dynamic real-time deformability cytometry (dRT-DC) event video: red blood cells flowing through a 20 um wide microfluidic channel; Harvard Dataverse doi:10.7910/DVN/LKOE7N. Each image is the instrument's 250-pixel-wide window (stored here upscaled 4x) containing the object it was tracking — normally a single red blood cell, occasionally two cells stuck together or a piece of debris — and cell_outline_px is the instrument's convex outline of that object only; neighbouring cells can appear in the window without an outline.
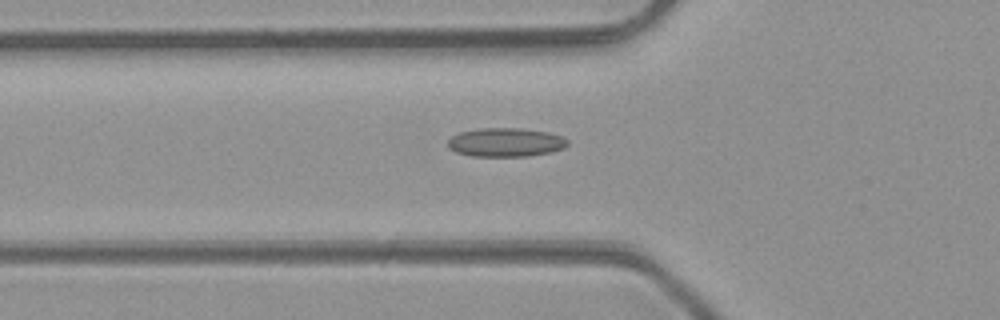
{"species": "common noctule bat (a hibernating species)", "species_latin": "Nyctalus noctula", "temperature_condition": "room temperature", "stored_images_in_passage": 46, "camera_frame_rate_fps": 3000, "um_per_image_px": 0.085, "animal": {"sex": "male", "body_mass_g": 23.1, "forearm_length_mm": 52.7}, "frame": {"image": 1, "passage_image": 17, "time_ms": 5.333, "image_size_px": [1000, 320], "cell_outline_px": [[568, 144], [564, 148], [552, 152], [528, 156], [472, 156], [456, 152], [448, 148], [448, 140], [452, 136], [460, 132], [476, 128], [520, 128], [548, 132], [560, 136], [568, 140]], "centroid_in_image_um": [42.97, 12.09], "position_along_channel_um": 82.8, "area_um2": 20.17}}
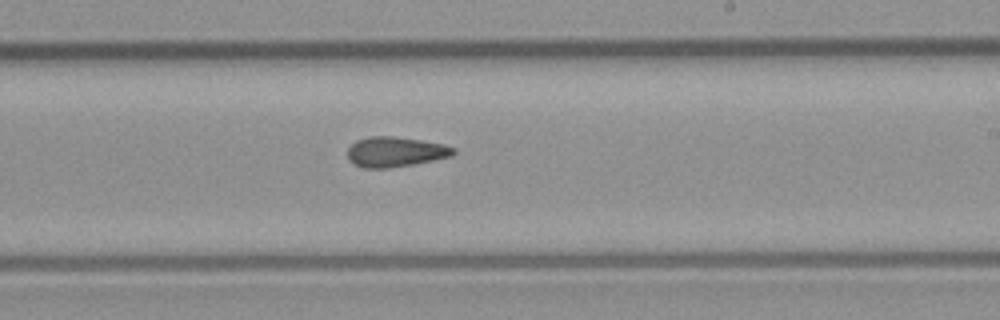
{"frame": {"image": 2, "passage_image": 29, "time_ms": 9.333, "image_size_px": [1000, 320], "cell_outline_px": [[456, 152], [452, 156], [412, 164], [388, 168], [364, 168], [348, 160], [348, 148], [356, 140], [368, 136], [392, 136], [420, 140], [444, 144], [456, 148]], "centroid_in_image_um": [33.6, 12.9], "position_along_channel_um": 255.4, "area_um2": 18.5}}
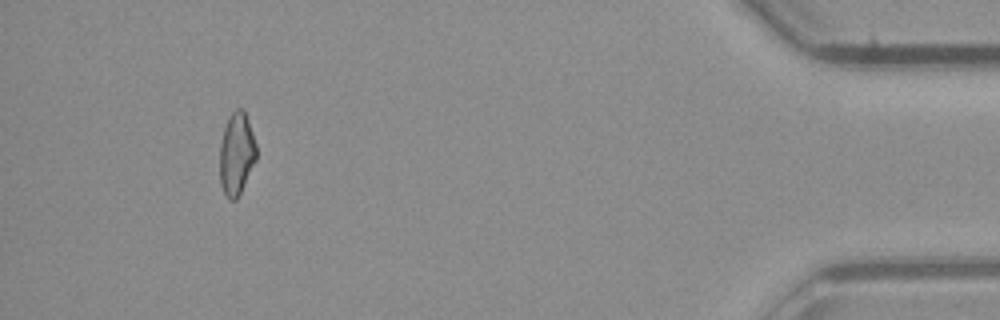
{"frame": {"image": 3, "passage_image": 45, "time_ms": 14.667, "image_size_px": [1000, 320], "cell_outline_px": [[256, 160], [236, 200], [228, 200], [220, 184], [220, 144], [224, 128], [232, 112], [236, 108], [244, 108], [256, 144]], "centroid_in_image_um": [20.1, 13.07], "position_along_channel_um": 415.1, "area_um2": 17.46}}